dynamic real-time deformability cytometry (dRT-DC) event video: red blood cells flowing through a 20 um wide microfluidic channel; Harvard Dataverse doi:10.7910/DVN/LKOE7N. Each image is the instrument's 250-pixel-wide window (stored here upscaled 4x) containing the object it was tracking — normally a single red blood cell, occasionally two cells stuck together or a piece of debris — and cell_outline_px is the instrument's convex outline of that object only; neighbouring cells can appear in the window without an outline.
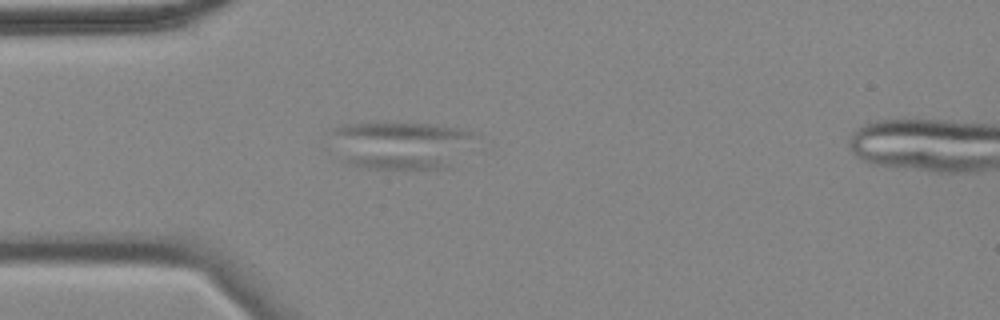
{"species": "common noctule bat (a hibernating species)", "species_latin": "Nyctalus noctula", "temperature_condition": "cold", "stored_images_in_passage": 42, "camera_frame_rate_fps": 3000, "um_per_image_px": 0.085, "animal": {"sex": "female", "body_mass_g": 18.4}, "frame": {"image": 1, "passage_image": 1, "time_ms": 0.0, "image_size_px": [1000, 320], "cell_outline_px": [[480, 136], [448, 168], [364, 168], [344, 164], [328, 132], [336, 128], [348, 124], [436, 124], [472, 132]], "centroid_in_image_um": [34.07, 12.34], "position_along_channel_um": 50.9, "area_um2": 39.88}}
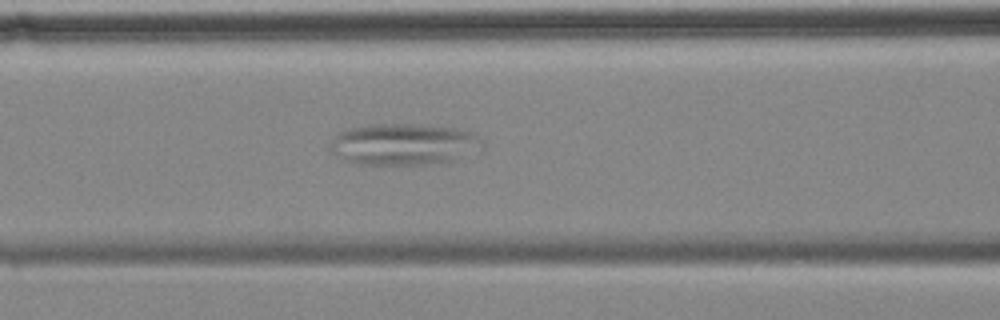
{"frame": {"image": 2, "passage_image": 9, "time_ms": 2.667, "image_size_px": [1000, 320], "cell_outline_px": [[484, 148], [452, 160], [428, 164], [356, 164], [344, 160], [332, 152], [332, 140], [340, 132], [348, 128], [368, 124], [428, 124], [456, 128], [468, 132], [484, 140]], "centroid_in_image_um": [34.33, 12.25], "position_along_channel_um": 132.3, "area_um2": 36.76}}
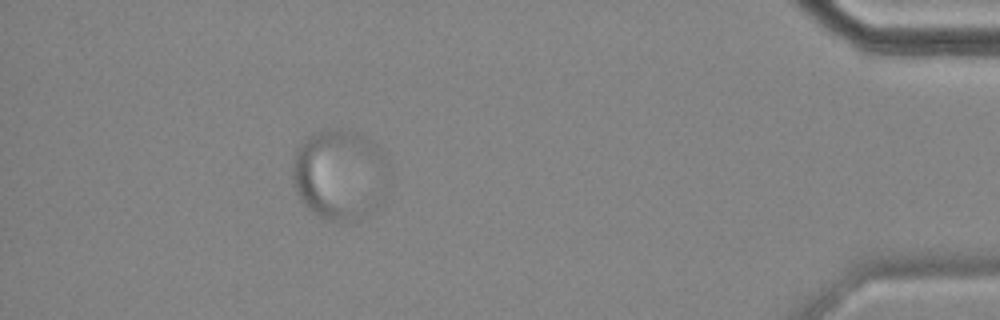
{"frame": {"image": 3, "passage_image": 38, "time_ms": 12.333, "image_size_px": [1000, 320], "cell_outline_px": [[384, 204], [360, 220], [340, 224], [324, 220], [308, 208], [304, 204], [292, 180], [292, 168], [296, 152], [300, 144], [308, 136], [320, 132], [340, 128], [360, 132], [376, 144], [384, 156]], "centroid_in_image_um": [28.88, 14.89], "position_along_channel_um": 406.3, "area_um2": 51.04}}